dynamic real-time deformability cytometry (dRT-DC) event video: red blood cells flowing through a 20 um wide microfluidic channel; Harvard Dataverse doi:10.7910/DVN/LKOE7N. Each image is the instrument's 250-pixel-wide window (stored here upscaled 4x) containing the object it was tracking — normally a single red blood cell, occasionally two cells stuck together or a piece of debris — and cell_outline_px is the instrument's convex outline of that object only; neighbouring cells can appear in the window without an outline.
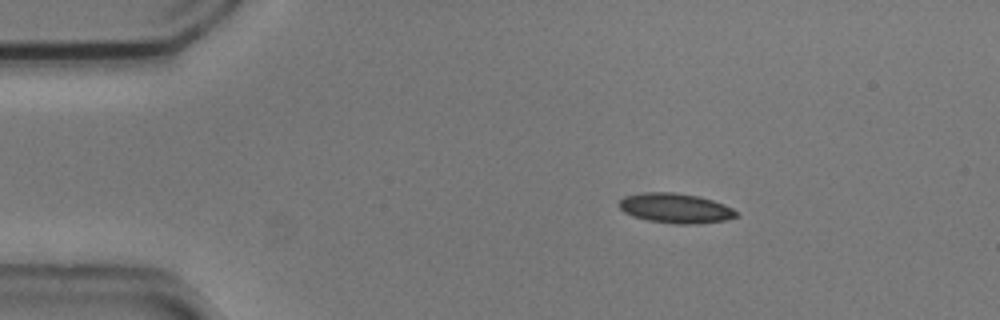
{"species": "common noctule bat (a hibernating species)", "species_latin": "Nyctalus noctula", "temperature_condition": "cold", "stored_images_in_passage": 46, "camera_frame_rate_fps": 3000, "um_per_image_px": 0.085, "animal": {"sex": "male", "body_mass_g": 20.5, "forearm_length_mm": 52.5}, "frame": {"image": 1, "passage_image": 1, "time_ms": 0.0, "image_size_px": [1000, 320], "cell_outline_px": [[740, 212], [736, 216], [728, 220], [696, 224], [676, 224], [648, 220], [624, 212], [616, 204], [624, 196], [644, 192], [676, 192], [700, 196], [724, 204]], "centroid_in_image_um": [57.44, 17.69], "position_along_channel_um": 27.6, "area_um2": 20.52}}
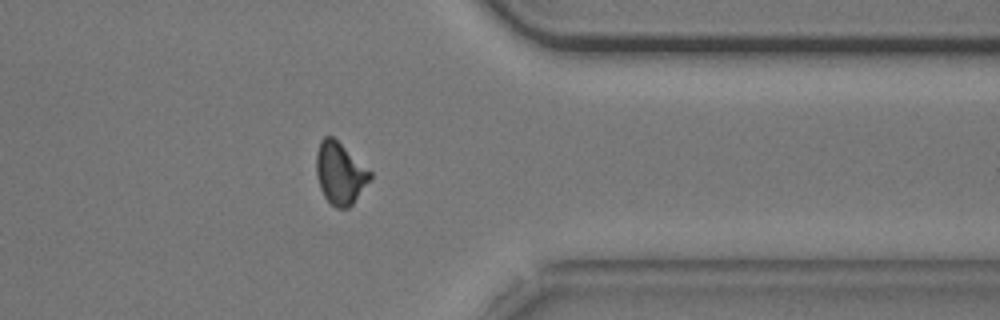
{"frame": {"image": 2, "passage_image": 35, "time_ms": 11.333, "image_size_px": [1000, 320], "cell_outline_px": [[372, 176], [352, 204], [348, 208], [336, 208], [324, 196], [320, 188], [316, 176], [316, 152], [320, 140], [324, 136], [332, 136], [372, 172]], "centroid_in_image_um": [28.87, 14.72], "position_along_channel_um": 382.5, "area_um2": 19.19}}
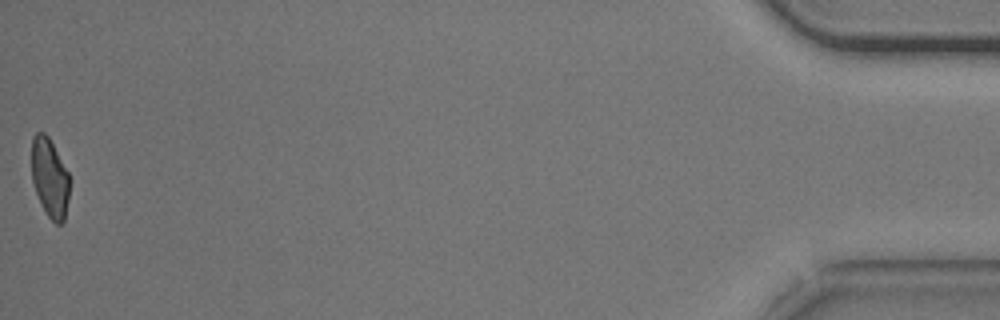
{"frame": {"image": 3, "passage_image": 46, "time_ms": 15.0, "image_size_px": [1000, 320], "cell_outline_px": [[68, 200], [64, 220], [60, 224], [56, 224], [48, 216], [36, 192], [32, 180], [32, 136], [36, 132], [44, 132], [48, 136], [68, 172]], "centroid_in_image_um": [4.22, 15.08], "position_along_channel_um": 431.0, "area_um2": 17.11}, "authors_computed_cell_mechanics": {"area_um2": 19.7387, "velocity_mm_per_s": 3.7246, "shape_relaxation_time_tau1_ms": null, "shape_relaxation_time_tau2_ms": 4.4068, "deformation_change_tau1": null, "deformation_change_tau2": 0.0876}}